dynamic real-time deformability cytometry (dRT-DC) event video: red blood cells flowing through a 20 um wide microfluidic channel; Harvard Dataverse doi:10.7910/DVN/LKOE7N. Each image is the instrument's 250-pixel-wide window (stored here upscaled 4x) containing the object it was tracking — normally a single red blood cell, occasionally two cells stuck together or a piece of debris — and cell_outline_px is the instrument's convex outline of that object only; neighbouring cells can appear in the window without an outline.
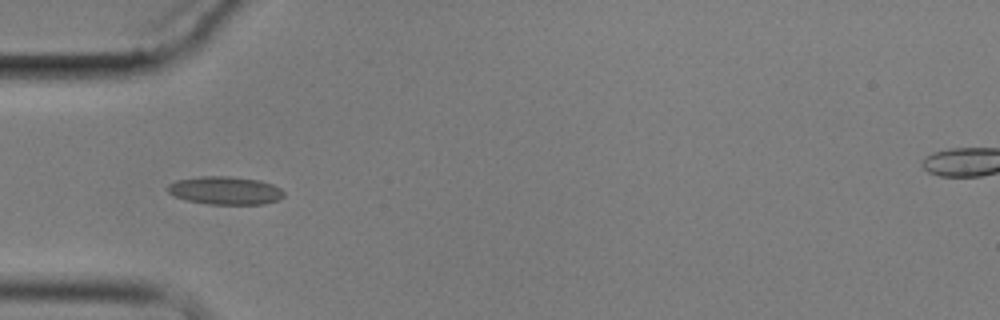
{"species": "common noctule bat (a hibernating species)", "species_latin": "Nyctalus noctula", "temperature_condition": "cold", "stored_images_in_passage": 8, "camera_frame_rate_fps": 3000, "um_per_image_px": 0.085, "animal": {"sex": "male", "body_mass_g": 17.9}, "frame": {"image": 1, "passage_image": 6, "time_ms": 5.667, "image_size_px": [1000, 320], "cell_outline_px": [[284, 196], [276, 200], [264, 204], [208, 204], [184, 200], [172, 196], [168, 192], [168, 184], [176, 180], [200, 176], [228, 176], [260, 180], [272, 184], [280, 188], [284, 192]], "centroid_in_image_um": [19.1, 16.19], "position_along_channel_um": 65.9, "area_um2": 19.13}}
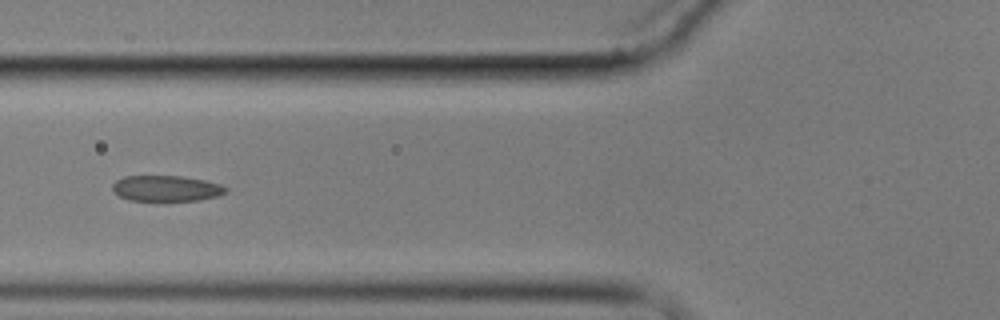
{"frame": {"image": 2, "passage_image": 7, "time_ms": 7.0, "image_size_px": [1000, 320], "cell_outline_px": [[228, 192], [220, 196], [200, 200], [128, 200], [112, 192], [112, 184], [116, 180], [124, 176], [180, 176], [204, 180], [220, 184], [228, 188]], "centroid_in_image_um": [14.14, 16.01], "position_along_channel_um": 111.7, "area_um2": 17.11}}
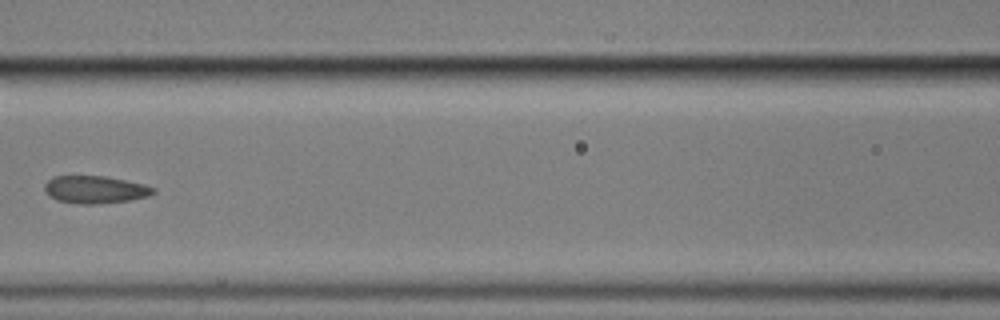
{"frame": {"image": 3, "passage_image": 8, "time_ms": 8.333, "image_size_px": [1000, 320], "cell_outline_px": [[156, 192], [148, 196], [128, 200], [96, 204], [80, 204], [56, 200], [44, 188], [44, 184], [52, 176], [104, 176], [144, 184], [156, 188]], "centroid_in_image_um": [8.1, 16.11], "position_along_channel_um": 158.5, "area_um2": 17.28}}